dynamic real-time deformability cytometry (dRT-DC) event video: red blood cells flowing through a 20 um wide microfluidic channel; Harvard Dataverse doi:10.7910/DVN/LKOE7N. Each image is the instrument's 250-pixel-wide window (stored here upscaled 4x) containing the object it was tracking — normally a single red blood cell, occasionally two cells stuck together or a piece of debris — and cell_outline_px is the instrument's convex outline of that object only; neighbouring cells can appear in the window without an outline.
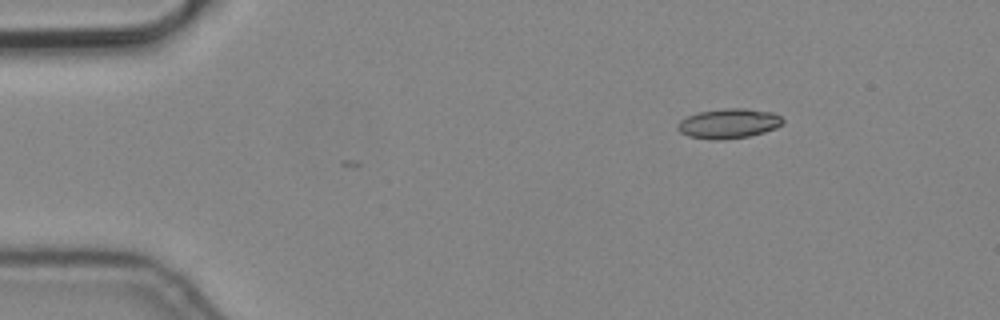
{"species": "common noctule bat (a hibernating species)", "species_latin": "Nyctalus noctula", "temperature_condition": "cold", "stored_images_in_passage": 2, "camera_frame_rate_fps": 3000, "um_per_image_px": 0.085, "animal": {"sex": "male", "body_mass_g": 19.2, "forearm_length_mm": 51.8}, "frame": {"image": 1, "passage_image": 2, "time_ms": 0.333, "image_size_px": [1000, 320], "cell_outline_px": [[784, 124], [776, 128], [764, 132], [748, 136], [688, 136], [680, 132], [676, 128], [676, 124], [680, 120], [688, 116], [700, 112], [724, 108], [744, 108], [772, 112], [780, 116], [784, 120]], "centroid_in_image_um": [61.99, 10.43], "position_along_channel_um": 23.0, "area_um2": 17.34}}